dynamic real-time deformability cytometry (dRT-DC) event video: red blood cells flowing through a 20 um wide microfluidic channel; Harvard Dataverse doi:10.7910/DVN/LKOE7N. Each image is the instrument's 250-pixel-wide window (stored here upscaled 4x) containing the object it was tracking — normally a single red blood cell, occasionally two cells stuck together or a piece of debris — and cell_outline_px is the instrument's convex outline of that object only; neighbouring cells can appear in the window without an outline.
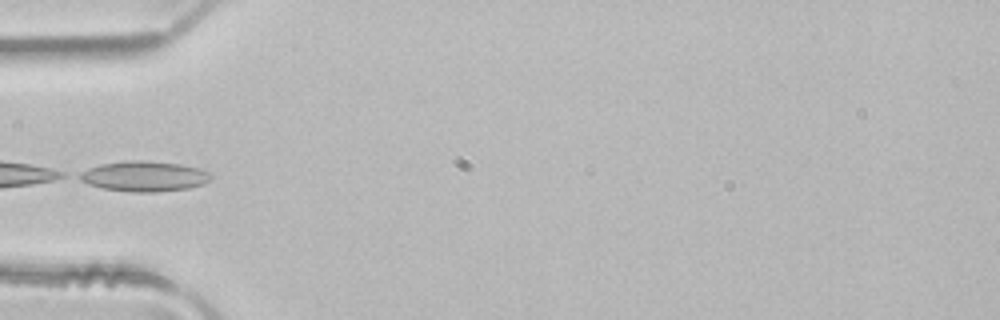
{"species": "common noctule bat (a hibernating species)", "species_latin": "Nyctalus noctula", "temperature_condition": "room temperature", "stored_images_in_passage": 4, "camera_frame_rate_fps": 3000, "um_per_image_px": 0.085, "animal": {"sex": "male", "body_mass_g": 21.5, "forearm_length_mm": 52.0}, "frame": {"image": 1, "passage_image": 4, "time_ms": 1.0, "image_size_px": [1000, 320], "cell_outline_px": [[212, 180], [204, 184], [188, 188], [156, 192], [132, 192], [100, 188], [88, 184], [72, 176], [88, 168], [100, 164], [124, 160], [140, 160], [180, 164], [200, 168], [208, 172], [212, 176]], "centroid_in_image_um": [12.21, 14.98], "position_along_channel_um": 72.8, "area_um2": 23.58}}